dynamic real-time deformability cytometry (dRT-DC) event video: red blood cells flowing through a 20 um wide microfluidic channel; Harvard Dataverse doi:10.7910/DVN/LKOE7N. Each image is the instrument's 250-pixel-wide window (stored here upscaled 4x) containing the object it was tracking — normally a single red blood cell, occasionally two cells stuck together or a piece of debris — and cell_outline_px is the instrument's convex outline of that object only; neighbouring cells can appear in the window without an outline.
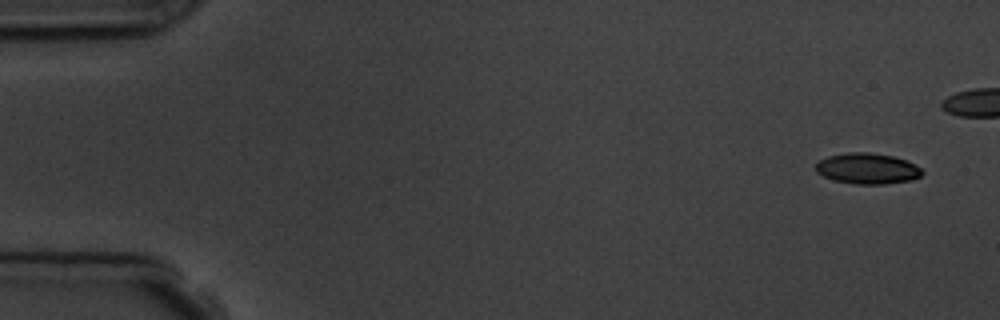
{"species": "common noctule bat (a hibernating species)", "species_latin": "Nyctalus noctula", "temperature_condition": "room temperature", "stored_images_in_passage": 6, "camera_frame_rate_fps": 3000, "um_per_image_px": 0.085, "animal": {"sex": "male", "body_mass_g": 19.5, "forearm_length_mm": 54.6}, "frame": {"image": 1, "passage_image": 1, "time_ms": 0.0, "image_size_px": [1000, 320], "cell_outline_px": [[924, 172], [920, 176], [912, 180], [884, 184], [852, 184], [832, 180], [816, 172], [816, 164], [820, 160], [828, 156], [848, 152], [868, 152], [892, 156], [904, 160], [920, 168]], "centroid_in_image_um": [73.7, 14.33], "position_along_channel_um": 11.3, "area_um2": 19.02}}
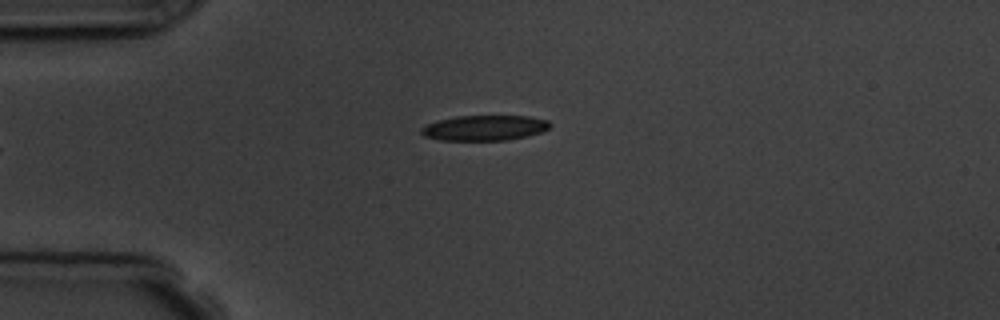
{"frame": {"image": 2, "passage_image": 6, "time_ms": 5.667, "image_size_px": [1000, 320], "cell_outline_px": [[552, 124], [548, 128], [540, 132], [528, 136], [504, 140], [440, 140], [424, 136], [420, 132], [420, 128], [436, 120], [456, 116], [528, 116], [548, 120]], "centroid_in_image_um": [41.17, 10.86], "position_along_channel_um": 43.8, "area_um2": 18.96}}